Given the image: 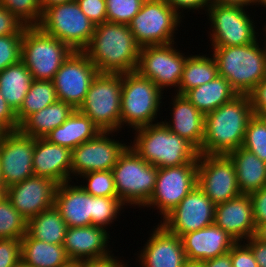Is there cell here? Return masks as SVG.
Segmentation results:
<instances>
[{"label": "cell", "instance_id": "52", "mask_svg": "<svg viewBox=\"0 0 266 267\" xmlns=\"http://www.w3.org/2000/svg\"><path fill=\"white\" fill-rule=\"evenodd\" d=\"M246 244L252 250L258 267H266V243L252 236L247 239Z\"/></svg>", "mask_w": 266, "mask_h": 267}, {"label": "cell", "instance_id": "61", "mask_svg": "<svg viewBox=\"0 0 266 267\" xmlns=\"http://www.w3.org/2000/svg\"><path fill=\"white\" fill-rule=\"evenodd\" d=\"M260 116H261L262 119L266 122V111L263 112Z\"/></svg>", "mask_w": 266, "mask_h": 267}, {"label": "cell", "instance_id": "59", "mask_svg": "<svg viewBox=\"0 0 266 267\" xmlns=\"http://www.w3.org/2000/svg\"><path fill=\"white\" fill-rule=\"evenodd\" d=\"M5 194V189L2 184V180H0V198Z\"/></svg>", "mask_w": 266, "mask_h": 267}, {"label": "cell", "instance_id": "20", "mask_svg": "<svg viewBox=\"0 0 266 267\" xmlns=\"http://www.w3.org/2000/svg\"><path fill=\"white\" fill-rule=\"evenodd\" d=\"M138 255L142 267H182L187 261L181 237L159 223Z\"/></svg>", "mask_w": 266, "mask_h": 267}, {"label": "cell", "instance_id": "4", "mask_svg": "<svg viewBox=\"0 0 266 267\" xmlns=\"http://www.w3.org/2000/svg\"><path fill=\"white\" fill-rule=\"evenodd\" d=\"M258 40L241 46H213L218 75L238 94H249L266 77V46Z\"/></svg>", "mask_w": 266, "mask_h": 267}, {"label": "cell", "instance_id": "41", "mask_svg": "<svg viewBox=\"0 0 266 267\" xmlns=\"http://www.w3.org/2000/svg\"><path fill=\"white\" fill-rule=\"evenodd\" d=\"M146 0H105L107 21L129 24Z\"/></svg>", "mask_w": 266, "mask_h": 267}, {"label": "cell", "instance_id": "33", "mask_svg": "<svg viewBox=\"0 0 266 267\" xmlns=\"http://www.w3.org/2000/svg\"><path fill=\"white\" fill-rule=\"evenodd\" d=\"M67 228L59 210L53 205L28 220L27 233L34 239L63 245Z\"/></svg>", "mask_w": 266, "mask_h": 267}, {"label": "cell", "instance_id": "64", "mask_svg": "<svg viewBox=\"0 0 266 267\" xmlns=\"http://www.w3.org/2000/svg\"><path fill=\"white\" fill-rule=\"evenodd\" d=\"M69 267H76V265H75V264H72V265H70Z\"/></svg>", "mask_w": 266, "mask_h": 267}, {"label": "cell", "instance_id": "62", "mask_svg": "<svg viewBox=\"0 0 266 267\" xmlns=\"http://www.w3.org/2000/svg\"><path fill=\"white\" fill-rule=\"evenodd\" d=\"M265 28H263L264 30H265V33H266V25L264 26ZM266 37V36H265ZM264 42H266V40L264 41ZM265 46H266V44H265Z\"/></svg>", "mask_w": 266, "mask_h": 267}, {"label": "cell", "instance_id": "38", "mask_svg": "<svg viewBox=\"0 0 266 267\" xmlns=\"http://www.w3.org/2000/svg\"><path fill=\"white\" fill-rule=\"evenodd\" d=\"M26 27L38 26L42 18L41 0H0Z\"/></svg>", "mask_w": 266, "mask_h": 267}, {"label": "cell", "instance_id": "32", "mask_svg": "<svg viewBox=\"0 0 266 267\" xmlns=\"http://www.w3.org/2000/svg\"><path fill=\"white\" fill-rule=\"evenodd\" d=\"M32 81L31 73L21 60L0 72L1 95L15 113L23 104Z\"/></svg>", "mask_w": 266, "mask_h": 267}, {"label": "cell", "instance_id": "6", "mask_svg": "<svg viewBox=\"0 0 266 267\" xmlns=\"http://www.w3.org/2000/svg\"><path fill=\"white\" fill-rule=\"evenodd\" d=\"M162 94L153 81L136 71L122 73L121 128L126 123L134 130L154 124Z\"/></svg>", "mask_w": 266, "mask_h": 267}, {"label": "cell", "instance_id": "37", "mask_svg": "<svg viewBox=\"0 0 266 267\" xmlns=\"http://www.w3.org/2000/svg\"><path fill=\"white\" fill-rule=\"evenodd\" d=\"M242 147L266 162V122L261 116L254 114L248 121Z\"/></svg>", "mask_w": 266, "mask_h": 267}, {"label": "cell", "instance_id": "24", "mask_svg": "<svg viewBox=\"0 0 266 267\" xmlns=\"http://www.w3.org/2000/svg\"><path fill=\"white\" fill-rule=\"evenodd\" d=\"M187 260L205 261L230 251L236 240L215 223L181 236Z\"/></svg>", "mask_w": 266, "mask_h": 267}, {"label": "cell", "instance_id": "51", "mask_svg": "<svg viewBox=\"0 0 266 267\" xmlns=\"http://www.w3.org/2000/svg\"><path fill=\"white\" fill-rule=\"evenodd\" d=\"M111 253L109 256L98 258V259H91V260H83L80 262L75 263L76 267H127L125 264H122L120 260L115 259Z\"/></svg>", "mask_w": 266, "mask_h": 267}, {"label": "cell", "instance_id": "2", "mask_svg": "<svg viewBox=\"0 0 266 267\" xmlns=\"http://www.w3.org/2000/svg\"><path fill=\"white\" fill-rule=\"evenodd\" d=\"M253 115L248 94H238L231 101L207 113L199 154L228 155L241 147L248 121Z\"/></svg>", "mask_w": 266, "mask_h": 267}, {"label": "cell", "instance_id": "27", "mask_svg": "<svg viewBox=\"0 0 266 267\" xmlns=\"http://www.w3.org/2000/svg\"><path fill=\"white\" fill-rule=\"evenodd\" d=\"M227 156L234 164L241 194L250 195L266 187V162L242 146Z\"/></svg>", "mask_w": 266, "mask_h": 267}, {"label": "cell", "instance_id": "34", "mask_svg": "<svg viewBox=\"0 0 266 267\" xmlns=\"http://www.w3.org/2000/svg\"><path fill=\"white\" fill-rule=\"evenodd\" d=\"M192 55L186 58L179 88L176 93L184 95L188 90L206 84L218 76V67L214 56Z\"/></svg>", "mask_w": 266, "mask_h": 267}, {"label": "cell", "instance_id": "55", "mask_svg": "<svg viewBox=\"0 0 266 267\" xmlns=\"http://www.w3.org/2000/svg\"><path fill=\"white\" fill-rule=\"evenodd\" d=\"M254 237L257 240L266 243V222L256 225Z\"/></svg>", "mask_w": 266, "mask_h": 267}, {"label": "cell", "instance_id": "5", "mask_svg": "<svg viewBox=\"0 0 266 267\" xmlns=\"http://www.w3.org/2000/svg\"><path fill=\"white\" fill-rule=\"evenodd\" d=\"M111 171L119 200L124 205L144 207L154 192L158 168L128 146Z\"/></svg>", "mask_w": 266, "mask_h": 267}, {"label": "cell", "instance_id": "14", "mask_svg": "<svg viewBox=\"0 0 266 267\" xmlns=\"http://www.w3.org/2000/svg\"><path fill=\"white\" fill-rule=\"evenodd\" d=\"M98 70L83 51H73L53 78L58 100L79 109Z\"/></svg>", "mask_w": 266, "mask_h": 267}, {"label": "cell", "instance_id": "1", "mask_svg": "<svg viewBox=\"0 0 266 267\" xmlns=\"http://www.w3.org/2000/svg\"><path fill=\"white\" fill-rule=\"evenodd\" d=\"M140 48L128 24L106 21L95 25L83 52L99 73H128L136 71Z\"/></svg>", "mask_w": 266, "mask_h": 267}, {"label": "cell", "instance_id": "8", "mask_svg": "<svg viewBox=\"0 0 266 267\" xmlns=\"http://www.w3.org/2000/svg\"><path fill=\"white\" fill-rule=\"evenodd\" d=\"M73 50L38 26L25 27L22 37L21 61L33 80L52 81Z\"/></svg>", "mask_w": 266, "mask_h": 267}, {"label": "cell", "instance_id": "10", "mask_svg": "<svg viewBox=\"0 0 266 267\" xmlns=\"http://www.w3.org/2000/svg\"><path fill=\"white\" fill-rule=\"evenodd\" d=\"M164 0H146L128 24L140 47L174 43V33L182 20Z\"/></svg>", "mask_w": 266, "mask_h": 267}, {"label": "cell", "instance_id": "18", "mask_svg": "<svg viewBox=\"0 0 266 267\" xmlns=\"http://www.w3.org/2000/svg\"><path fill=\"white\" fill-rule=\"evenodd\" d=\"M112 131H100L93 139L72 149L71 176L111 170L129 146L109 138Z\"/></svg>", "mask_w": 266, "mask_h": 267}, {"label": "cell", "instance_id": "28", "mask_svg": "<svg viewBox=\"0 0 266 267\" xmlns=\"http://www.w3.org/2000/svg\"><path fill=\"white\" fill-rule=\"evenodd\" d=\"M100 131L89 117L75 109L64 123L53 129L44 138L50 143L72 150L93 139Z\"/></svg>", "mask_w": 266, "mask_h": 267}, {"label": "cell", "instance_id": "16", "mask_svg": "<svg viewBox=\"0 0 266 267\" xmlns=\"http://www.w3.org/2000/svg\"><path fill=\"white\" fill-rule=\"evenodd\" d=\"M215 206L203 190L195 185L159 224L170 233L181 237L214 224Z\"/></svg>", "mask_w": 266, "mask_h": 267}, {"label": "cell", "instance_id": "53", "mask_svg": "<svg viewBox=\"0 0 266 267\" xmlns=\"http://www.w3.org/2000/svg\"><path fill=\"white\" fill-rule=\"evenodd\" d=\"M205 267H232L230 252L204 261Z\"/></svg>", "mask_w": 266, "mask_h": 267}, {"label": "cell", "instance_id": "46", "mask_svg": "<svg viewBox=\"0 0 266 267\" xmlns=\"http://www.w3.org/2000/svg\"><path fill=\"white\" fill-rule=\"evenodd\" d=\"M25 25L3 5H0V36L23 34Z\"/></svg>", "mask_w": 266, "mask_h": 267}, {"label": "cell", "instance_id": "54", "mask_svg": "<svg viewBox=\"0 0 266 267\" xmlns=\"http://www.w3.org/2000/svg\"><path fill=\"white\" fill-rule=\"evenodd\" d=\"M258 2L259 0H211V4L240 6L245 8L254 4L258 5Z\"/></svg>", "mask_w": 266, "mask_h": 267}, {"label": "cell", "instance_id": "15", "mask_svg": "<svg viewBox=\"0 0 266 267\" xmlns=\"http://www.w3.org/2000/svg\"><path fill=\"white\" fill-rule=\"evenodd\" d=\"M197 185V163L158 168L155 189L144 207H157L164 218Z\"/></svg>", "mask_w": 266, "mask_h": 267}, {"label": "cell", "instance_id": "17", "mask_svg": "<svg viewBox=\"0 0 266 267\" xmlns=\"http://www.w3.org/2000/svg\"><path fill=\"white\" fill-rule=\"evenodd\" d=\"M34 138L9 131L0 142V169L4 189L34 176Z\"/></svg>", "mask_w": 266, "mask_h": 267}, {"label": "cell", "instance_id": "49", "mask_svg": "<svg viewBox=\"0 0 266 267\" xmlns=\"http://www.w3.org/2000/svg\"><path fill=\"white\" fill-rule=\"evenodd\" d=\"M0 124L9 132L19 130L16 113L8 105L0 92Z\"/></svg>", "mask_w": 266, "mask_h": 267}, {"label": "cell", "instance_id": "9", "mask_svg": "<svg viewBox=\"0 0 266 267\" xmlns=\"http://www.w3.org/2000/svg\"><path fill=\"white\" fill-rule=\"evenodd\" d=\"M38 27L73 51H83L95 30V24L81 11L76 0L47 8Z\"/></svg>", "mask_w": 266, "mask_h": 267}, {"label": "cell", "instance_id": "11", "mask_svg": "<svg viewBox=\"0 0 266 267\" xmlns=\"http://www.w3.org/2000/svg\"><path fill=\"white\" fill-rule=\"evenodd\" d=\"M245 10L229 5L211 4L208 7L212 46H241L257 40L254 20Z\"/></svg>", "mask_w": 266, "mask_h": 267}, {"label": "cell", "instance_id": "12", "mask_svg": "<svg viewBox=\"0 0 266 267\" xmlns=\"http://www.w3.org/2000/svg\"><path fill=\"white\" fill-rule=\"evenodd\" d=\"M173 45L145 46L139 52L136 72L153 81L162 91L165 87L179 88L188 57Z\"/></svg>", "mask_w": 266, "mask_h": 267}, {"label": "cell", "instance_id": "50", "mask_svg": "<svg viewBox=\"0 0 266 267\" xmlns=\"http://www.w3.org/2000/svg\"><path fill=\"white\" fill-rule=\"evenodd\" d=\"M181 17L183 10H199L211 5V0H164ZM182 9V12H179Z\"/></svg>", "mask_w": 266, "mask_h": 267}, {"label": "cell", "instance_id": "39", "mask_svg": "<svg viewBox=\"0 0 266 267\" xmlns=\"http://www.w3.org/2000/svg\"><path fill=\"white\" fill-rule=\"evenodd\" d=\"M123 206L118 197L93 196L92 225L106 229L116 220Z\"/></svg>", "mask_w": 266, "mask_h": 267}, {"label": "cell", "instance_id": "45", "mask_svg": "<svg viewBox=\"0 0 266 267\" xmlns=\"http://www.w3.org/2000/svg\"><path fill=\"white\" fill-rule=\"evenodd\" d=\"M81 11L95 24L107 21L105 0H76Z\"/></svg>", "mask_w": 266, "mask_h": 267}, {"label": "cell", "instance_id": "30", "mask_svg": "<svg viewBox=\"0 0 266 267\" xmlns=\"http://www.w3.org/2000/svg\"><path fill=\"white\" fill-rule=\"evenodd\" d=\"M75 109L57 100L51 105L28 116L19 126V130L33 138H44L53 129L64 123Z\"/></svg>", "mask_w": 266, "mask_h": 267}, {"label": "cell", "instance_id": "29", "mask_svg": "<svg viewBox=\"0 0 266 267\" xmlns=\"http://www.w3.org/2000/svg\"><path fill=\"white\" fill-rule=\"evenodd\" d=\"M21 264L26 267H69L63 245H56L32 238L28 233L21 239Z\"/></svg>", "mask_w": 266, "mask_h": 267}, {"label": "cell", "instance_id": "25", "mask_svg": "<svg viewBox=\"0 0 266 267\" xmlns=\"http://www.w3.org/2000/svg\"><path fill=\"white\" fill-rule=\"evenodd\" d=\"M70 182L57 185L54 206L59 210L67 227L92 225L93 196L81 185H71Z\"/></svg>", "mask_w": 266, "mask_h": 267}, {"label": "cell", "instance_id": "48", "mask_svg": "<svg viewBox=\"0 0 266 267\" xmlns=\"http://www.w3.org/2000/svg\"><path fill=\"white\" fill-rule=\"evenodd\" d=\"M248 95L253 113L260 116L266 111V77Z\"/></svg>", "mask_w": 266, "mask_h": 267}, {"label": "cell", "instance_id": "58", "mask_svg": "<svg viewBox=\"0 0 266 267\" xmlns=\"http://www.w3.org/2000/svg\"><path fill=\"white\" fill-rule=\"evenodd\" d=\"M7 132L8 131L0 124V142L3 140Z\"/></svg>", "mask_w": 266, "mask_h": 267}, {"label": "cell", "instance_id": "60", "mask_svg": "<svg viewBox=\"0 0 266 267\" xmlns=\"http://www.w3.org/2000/svg\"><path fill=\"white\" fill-rule=\"evenodd\" d=\"M258 4L263 5V7H266V0H259Z\"/></svg>", "mask_w": 266, "mask_h": 267}, {"label": "cell", "instance_id": "23", "mask_svg": "<svg viewBox=\"0 0 266 267\" xmlns=\"http://www.w3.org/2000/svg\"><path fill=\"white\" fill-rule=\"evenodd\" d=\"M214 223L231 235L236 242H244L255 233L251 198L241 194L215 206Z\"/></svg>", "mask_w": 266, "mask_h": 267}, {"label": "cell", "instance_id": "26", "mask_svg": "<svg viewBox=\"0 0 266 267\" xmlns=\"http://www.w3.org/2000/svg\"><path fill=\"white\" fill-rule=\"evenodd\" d=\"M173 99L171 122L162 121L171 132L178 134L193 144L198 150L205 135V115L184 95L176 94Z\"/></svg>", "mask_w": 266, "mask_h": 267}, {"label": "cell", "instance_id": "40", "mask_svg": "<svg viewBox=\"0 0 266 267\" xmlns=\"http://www.w3.org/2000/svg\"><path fill=\"white\" fill-rule=\"evenodd\" d=\"M78 177H82L87 181V184L83 186L81 184V187L88 194L92 196L118 197L111 170L93 171Z\"/></svg>", "mask_w": 266, "mask_h": 267}, {"label": "cell", "instance_id": "31", "mask_svg": "<svg viewBox=\"0 0 266 267\" xmlns=\"http://www.w3.org/2000/svg\"><path fill=\"white\" fill-rule=\"evenodd\" d=\"M238 93L221 76L188 90L184 96L204 115L231 101Z\"/></svg>", "mask_w": 266, "mask_h": 267}, {"label": "cell", "instance_id": "44", "mask_svg": "<svg viewBox=\"0 0 266 267\" xmlns=\"http://www.w3.org/2000/svg\"><path fill=\"white\" fill-rule=\"evenodd\" d=\"M241 241L236 242L230 249L232 267H258L250 247Z\"/></svg>", "mask_w": 266, "mask_h": 267}, {"label": "cell", "instance_id": "56", "mask_svg": "<svg viewBox=\"0 0 266 267\" xmlns=\"http://www.w3.org/2000/svg\"><path fill=\"white\" fill-rule=\"evenodd\" d=\"M74 0H41V9L42 12H44L47 8H50L52 6L67 3Z\"/></svg>", "mask_w": 266, "mask_h": 267}, {"label": "cell", "instance_id": "57", "mask_svg": "<svg viewBox=\"0 0 266 267\" xmlns=\"http://www.w3.org/2000/svg\"><path fill=\"white\" fill-rule=\"evenodd\" d=\"M182 267H205L204 261L187 260Z\"/></svg>", "mask_w": 266, "mask_h": 267}, {"label": "cell", "instance_id": "7", "mask_svg": "<svg viewBox=\"0 0 266 267\" xmlns=\"http://www.w3.org/2000/svg\"><path fill=\"white\" fill-rule=\"evenodd\" d=\"M122 73H98L79 111L101 131L121 130Z\"/></svg>", "mask_w": 266, "mask_h": 267}, {"label": "cell", "instance_id": "47", "mask_svg": "<svg viewBox=\"0 0 266 267\" xmlns=\"http://www.w3.org/2000/svg\"><path fill=\"white\" fill-rule=\"evenodd\" d=\"M255 225L266 222V187L250 195Z\"/></svg>", "mask_w": 266, "mask_h": 267}, {"label": "cell", "instance_id": "36", "mask_svg": "<svg viewBox=\"0 0 266 267\" xmlns=\"http://www.w3.org/2000/svg\"><path fill=\"white\" fill-rule=\"evenodd\" d=\"M28 221L14 208L4 194L0 198V239H22L27 233Z\"/></svg>", "mask_w": 266, "mask_h": 267}, {"label": "cell", "instance_id": "63", "mask_svg": "<svg viewBox=\"0 0 266 267\" xmlns=\"http://www.w3.org/2000/svg\"><path fill=\"white\" fill-rule=\"evenodd\" d=\"M17 267H26V266H24L23 264H20V265H18Z\"/></svg>", "mask_w": 266, "mask_h": 267}, {"label": "cell", "instance_id": "22", "mask_svg": "<svg viewBox=\"0 0 266 267\" xmlns=\"http://www.w3.org/2000/svg\"><path fill=\"white\" fill-rule=\"evenodd\" d=\"M72 150L50 143L45 138H34V176L45 177L55 183L71 181Z\"/></svg>", "mask_w": 266, "mask_h": 267}, {"label": "cell", "instance_id": "42", "mask_svg": "<svg viewBox=\"0 0 266 267\" xmlns=\"http://www.w3.org/2000/svg\"><path fill=\"white\" fill-rule=\"evenodd\" d=\"M23 34L0 36V72L21 60Z\"/></svg>", "mask_w": 266, "mask_h": 267}, {"label": "cell", "instance_id": "3", "mask_svg": "<svg viewBox=\"0 0 266 267\" xmlns=\"http://www.w3.org/2000/svg\"><path fill=\"white\" fill-rule=\"evenodd\" d=\"M135 131V139L130 146L147 163L157 168L198 163V149L185 138L171 132L163 122Z\"/></svg>", "mask_w": 266, "mask_h": 267}, {"label": "cell", "instance_id": "21", "mask_svg": "<svg viewBox=\"0 0 266 267\" xmlns=\"http://www.w3.org/2000/svg\"><path fill=\"white\" fill-rule=\"evenodd\" d=\"M109 233L100 226L68 227L63 247L73 264L109 256ZM108 248V249H107Z\"/></svg>", "mask_w": 266, "mask_h": 267}, {"label": "cell", "instance_id": "13", "mask_svg": "<svg viewBox=\"0 0 266 267\" xmlns=\"http://www.w3.org/2000/svg\"><path fill=\"white\" fill-rule=\"evenodd\" d=\"M197 185L215 205L241 195L234 164L227 155L199 154Z\"/></svg>", "mask_w": 266, "mask_h": 267}, {"label": "cell", "instance_id": "19", "mask_svg": "<svg viewBox=\"0 0 266 267\" xmlns=\"http://www.w3.org/2000/svg\"><path fill=\"white\" fill-rule=\"evenodd\" d=\"M57 183L32 176L5 189V195L14 208L28 221L54 205Z\"/></svg>", "mask_w": 266, "mask_h": 267}, {"label": "cell", "instance_id": "35", "mask_svg": "<svg viewBox=\"0 0 266 267\" xmlns=\"http://www.w3.org/2000/svg\"><path fill=\"white\" fill-rule=\"evenodd\" d=\"M58 100L53 81L33 80L24 98L23 104L16 112L20 125L28 116L42 110Z\"/></svg>", "mask_w": 266, "mask_h": 267}, {"label": "cell", "instance_id": "43", "mask_svg": "<svg viewBox=\"0 0 266 267\" xmlns=\"http://www.w3.org/2000/svg\"><path fill=\"white\" fill-rule=\"evenodd\" d=\"M21 264V240L0 239V267H17Z\"/></svg>", "mask_w": 266, "mask_h": 267}]
</instances>
